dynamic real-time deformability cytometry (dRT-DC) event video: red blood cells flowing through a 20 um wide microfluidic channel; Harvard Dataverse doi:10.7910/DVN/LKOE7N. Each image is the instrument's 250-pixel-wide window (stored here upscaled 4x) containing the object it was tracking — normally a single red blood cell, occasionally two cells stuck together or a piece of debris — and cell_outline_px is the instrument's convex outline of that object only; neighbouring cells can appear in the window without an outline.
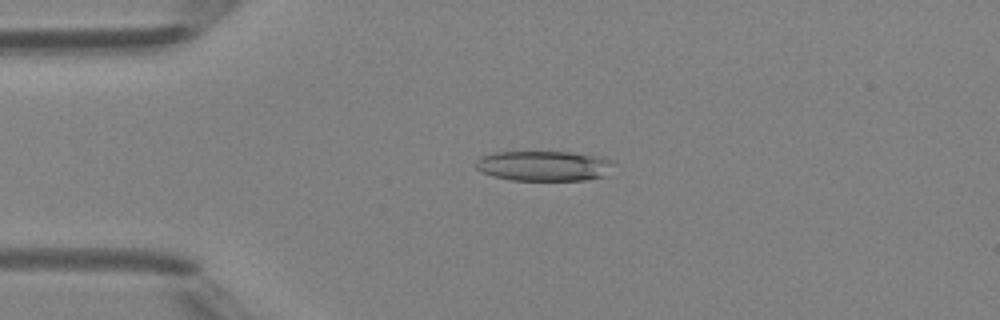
{"species": "Egyptian fruit bat (a non-hibernating species)", "species_latin": "Rousettus aegyptiacus", "temperature_condition": "room temperature", "stored_images_in_passage": 3, "camera_frame_rate_fps": 3000, "um_per_image_px": 0.085, "animal": {"sex": "female"}, "frame": {"image": 1, "passage_image": 2, "time_ms": 1.333, "image_size_px": [1000, 320], "cell_outline_px": [[616, 164], [604, 176], [584, 180], [512, 180], [492, 176], [480, 172], [476, 168], [476, 160], [480, 156], [496, 152], [572, 152], [596, 156], [616, 160]], "centroid_in_image_um": [46.24, 14.1], "position_along_channel_um": 38.8, "area_um2": 24.45}}